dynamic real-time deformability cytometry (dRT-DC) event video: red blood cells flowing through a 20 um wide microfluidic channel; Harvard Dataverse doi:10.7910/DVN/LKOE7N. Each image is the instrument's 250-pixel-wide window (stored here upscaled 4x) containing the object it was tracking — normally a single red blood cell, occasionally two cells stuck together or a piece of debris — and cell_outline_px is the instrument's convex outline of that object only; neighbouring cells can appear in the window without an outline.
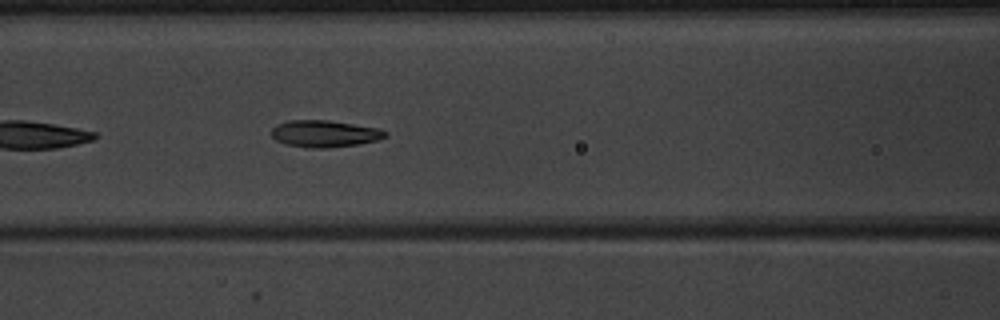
{"species": "common noctule bat (a hibernating species)", "species_latin": "Nyctalus noctula", "temperature_condition": "warm", "stored_images_in_passage": 17, "camera_frame_rate_fps": 3000, "um_per_image_px": 0.085, "animal": {"sex": "male", "body_mass_g": 20.1, "forearm_length_mm": 53.5}, "frame": {"image": 1, "passage_image": 6, "time_ms": 1.667, "image_size_px": [1000, 320], "cell_outline_px": [[388, 136], [380, 140], [356, 144], [328, 148], [312, 148], [288, 144], [276, 140], [272, 136], [272, 128], [276, 124], [288, 120], [328, 120], [376, 128], [388, 132]], "centroid_in_image_um": [27.6, 11.36], "position_along_channel_um": 139.0, "area_um2": 17.69}}
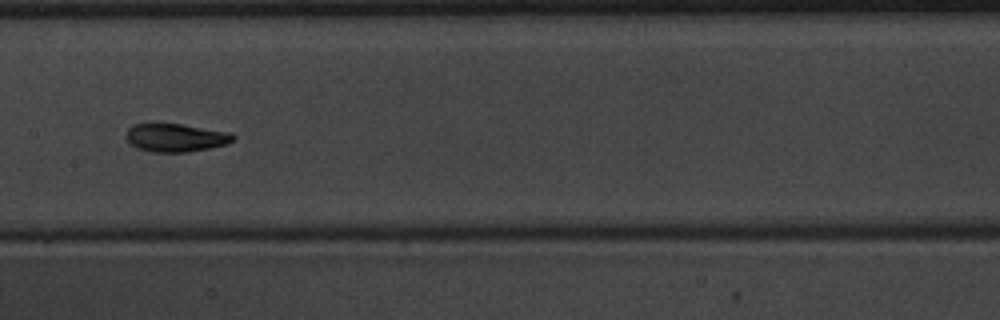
{"frame": {"image": 2, "passage_image": 10, "time_ms": 3.0, "image_size_px": [1000, 320], "cell_outline_px": [[236, 140], [228, 144], [188, 152], [152, 152], [136, 148], [124, 136], [128, 128], [132, 124], [152, 120], [156, 120], [232, 132], [236, 136]], "centroid_in_image_um": [14.9, 11.65], "position_along_channel_um": 192.5, "area_um2": 18.55}}